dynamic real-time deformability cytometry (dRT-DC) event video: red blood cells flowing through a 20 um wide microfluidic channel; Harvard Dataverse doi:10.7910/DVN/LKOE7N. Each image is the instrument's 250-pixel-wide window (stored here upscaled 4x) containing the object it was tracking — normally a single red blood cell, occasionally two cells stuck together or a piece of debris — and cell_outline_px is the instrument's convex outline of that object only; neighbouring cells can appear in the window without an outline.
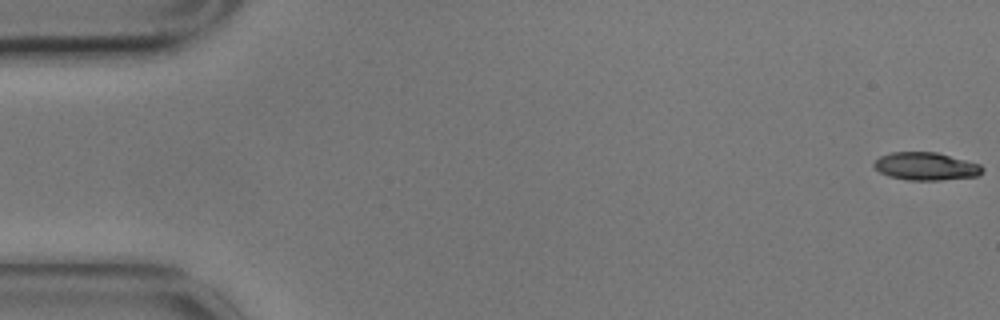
{"species": "common noctule bat (a hibernating species)", "species_latin": "Nyctalus noctula", "temperature_condition": "cold", "stored_images_in_passage": 6, "camera_frame_rate_fps": 3000, "um_per_image_px": 0.085, "animal": {"sex": "male", "body_mass_g": 17.9}, "frame": {"image": 1, "passage_image": 1, "time_ms": 0.0, "image_size_px": [1000, 320], "cell_outline_px": [[984, 168], [976, 176], [940, 180], [908, 180], [888, 176], [880, 172], [872, 164], [880, 156], [892, 152], [936, 152], [980, 164]], "centroid_in_image_um": [78.67, 14.13], "position_along_channel_um": 6.3, "area_um2": 17.4}}